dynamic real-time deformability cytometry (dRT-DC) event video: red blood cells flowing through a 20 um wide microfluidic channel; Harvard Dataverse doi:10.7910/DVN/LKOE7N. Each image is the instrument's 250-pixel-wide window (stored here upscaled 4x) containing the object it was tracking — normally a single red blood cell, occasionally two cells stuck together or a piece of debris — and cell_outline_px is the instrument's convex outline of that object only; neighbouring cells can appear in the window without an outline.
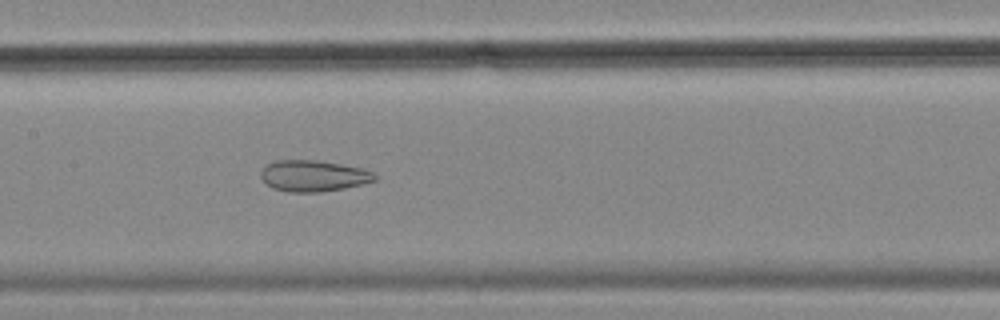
{"species": "common noctule bat (a hibernating species)", "species_latin": "Nyctalus noctula", "temperature_condition": "cold", "stored_images_in_passage": 58, "camera_frame_rate_fps": 3000, "um_per_image_px": 0.085, "animal": {"sex": "female", "body_mass_g": 18.4}, "frame": {"image": 1, "passage_image": 28, "time_ms": 9.0, "image_size_px": [1000, 320], "cell_outline_px": [[380, 180], [344, 188], [320, 192], [288, 192], [272, 188], [260, 176], [260, 172], [268, 164], [276, 160], [316, 160], [364, 168], [372, 172]], "centroid_in_image_um": [26.67, 14.95], "position_along_channel_um": 180.7, "area_um2": 20.75}}
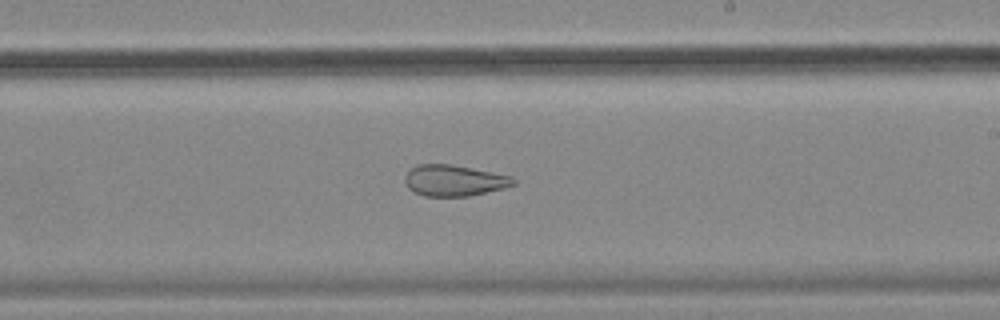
{"frame": {"image": 2, "passage_image": 34, "time_ms": 11.0, "image_size_px": [1000, 320], "cell_outline_px": [[516, 184], [504, 188], [468, 196], [424, 196], [408, 188], [404, 180], [404, 176], [416, 164], [452, 164], [512, 176], [516, 180]], "centroid_in_image_um": [38.6, 15.34], "position_along_channel_um": 250.4, "area_um2": 19.65}}
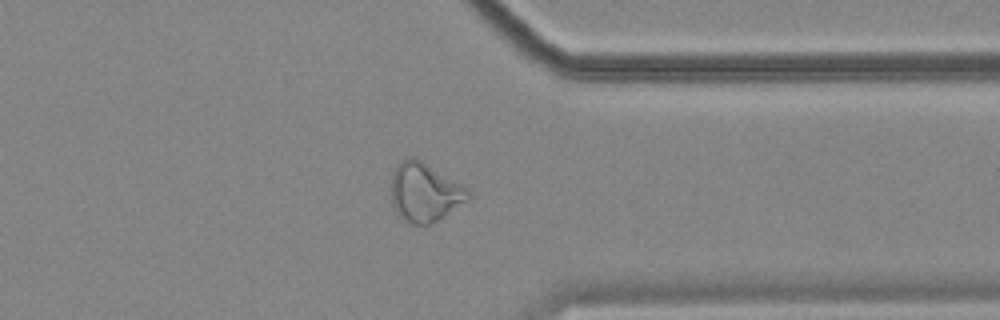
{"frame": {"image": 3, "passage_image": 45, "time_ms": 14.667, "image_size_px": [1000, 320], "cell_outline_px": [[472, 196], [468, 200], [432, 224], [412, 224], [404, 220], [392, 204], [392, 172], [396, 164], [400, 160], [408, 156], [416, 156], [464, 184], [472, 192]], "centroid_in_image_um": [36.13, 16.28], "position_along_channel_um": 375.3, "area_um2": 26.93}, "authors_computed_cell_mechanics": {"area_um2": 28.4087, "velocity_mm_per_s": 3.5021, "shape_relaxation_time_tau1_ms": null, "shape_relaxation_time_tau2_ms": 2.4762, "deformation_change_tau1": null, "deformation_change_tau2": 0.0955}}